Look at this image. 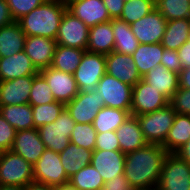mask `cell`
I'll return each mask as SVG.
<instances>
[{
  "instance_id": "cell-40",
  "label": "cell",
  "mask_w": 190,
  "mask_h": 190,
  "mask_svg": "<svg viewBox=\"0 0 190 190\" xmlns=\"http://www.w3.org/2000/svg\"><path fill=\"white\" fill-rule=\"evenodd\" d=\"M45 1L46 0H6L14 21H17L22 16L30 13Z\"/></svg>"
},
{
  "instance_id": "cell-24",
  "label": "cell",
  "mask_w": 190,
  "mask_h": 190,
  "mask_svg": "<svg viewBox=\"0 0 190 190\" xmlns=\"http://www.w3.org/2000/svg\"><path fill=\"white\" fill-rule=\"evenodd\" d=\"M114 43L112 20L89 28L86 51L106 55L114 51Z\"/></svg>"
},
{
  "instance_id": "cell-8",
  "label": "cell",
  "mask_w": 190,
  "mask_h": 190,
  "mask_svg": "<svg viewBox=\"0 0 190 190\" xmlns=\"http://www.w3.org/2000/svg\"><path fill=\"white\" fill-rule=\"evenodd\" d=\"M106 73V55L85 51L81 62L74 72L79 91L95 90Z\"/></svg>"
},
{
  "instance_id": "cell-48",
  "label": "cell",
  "mask_w": 190,
  "mask_h": 190,
  "mask_svg": "<svg viewBox=\"0 0 190 190\" xmlns=\"http://www.w3.org/2000/svg\"><path fill=\"white\" fill-rule=\"evenodd\" d=\"M14 22L6 0H0V28Z\"/></svg>"
},
{
  "instance_id": "cell-32",
  "label": "cell",
  "mask_w": 190,
  "mask_h": 190,
  "mask_svg": "<svg viewBox=\"0 0 190 190\" xmlns=\"http://www.w3.org/2000/svg\"><path fill=\"white\" fill-rule=\"evenodd\" d=\"M86 50L57 45L51 67L65 73L74 74Z\"/></svg>"
},
{
  "instance_id": "cell-26",
  "label": "cell",
  "mask_w": 190,
  "mask_h": 190,
  "mask_svg": "<svg viewBox=\"0 0 190 190\" xmlns=\"http://www.w3.org/2000/svg\"><path fill=\"white\" fill-rule=\"evenodd\" d=\"M163 51L161 43L139 44L131 56L142 78L148 71L161 64Z\"/></svg>"
},
{
  "instance_id": "cell-29",
  "label": "cell",
  "mask_w": 190,
  "mask_h": 190,
  "mask_svg": "<svg viewBox=\"0 0 190 190\" xmlns=\"http://www.w3.org/2000/svg\"><path fill=\"white\" fill-rule=\"evenodd\" d=\"M190 36V19L167 21L161 44L169 50H178Z\"/></svg>"
},
{
  "instance_id": "cell-19",
  "label": "cell",
  "mask_w": 190,
  "mask_h": 190,
  "mask_svg": "<svg viewBox=\"0 0 190 190\" xmlns=\"http://www.w3.org/2000/svg\"><path fill=\"white\" fill-rule=\"evenodd\" d=\"M65 4L67 11L89 28L112 20L102 0H83Z\"/></svg>"
},
{
  "instance_id": "cell-9",
  "label": "cell",
  "mask_w": 190,
  "mask_h": 190,
  "mask_svg": "<svg viewBox=\"0 0 190 190\" xmlns=\"http://www.w3.org/2000/svg\"><path fill=\"white\" fill-rule=\"evenodd\" d=\"M96 90L104 98L105 107L131 110L132 86L105 73L97 84Z\"/></svg>"
},
{
  "instance_id": "cell-38",
  "label": "cell",
  "mask_w": 190,
  "mask_h": 190,
  "mask_svg": "<svg viewBox=\"0 0 190 190\" xmlns=\"http://www.w3.org/2000/svg\"><path fill=\"white\" fill-rule=\"evenodd\" d=\"M56 101L51 88L44 76L38 72L33 79L32 89L30 90L29 104L31 106L48 104Z\"/></svg>"
},
{
  "instance_id": "cell-51",
  "label": "cell",
  "mask_w": 190,
  "mask_h": 190,
  "mask_svg": "<svg viewBox=\"0 0 190 190\" xmlns=\"http://www.w3.org/2000/svg\"><path fill=\"white\" fill-rule=\"evenodd\" d=\"M24 190H56V188L45 185V184L32 182V183L28 184L27 186H25Z\"/></svg>"
},
{
  "instance_id": "cell-10",
  "label": "cell",
  "mask_w": 190,
  "mask_h": 190,
  "mask_svg": "<svg viewBox=\"0 0 190 190\" xmlns=\"http://www.w3.org/2000/svg\"><path fill=\"white\" fill-rule=\"evenodd\" d=\"M65 107L76 123L93 124L97 113L105 107L104 98L97 90L79 91Z\"/></svg>"
},
{
  "instance_id": "cell-54",
  "label": "cell",
  "mask_w": 190,
  "mask_h": 190,
  "mask_svg": "<svg viewBox=\"0 0 190 190\" xmlns=\"http://www.w3.org/2000/svg\"><path fill=\"white\" fill-rule=\"evenodd\" d=\"M132 190H158L157 186L152 188H140V189H132Z\"/></svg>"
},
{
  "instance_id": "cell-22",
  "label": "cell",
  "mask_w": 190,
  "mask_h": 190,
  "mask_svg": "<svg viewBox=\"0 0 190 190\" xmlns=\"http://www.w3.org/2000/svg\"><path fill=\"white\" fill-rule=\"evenodd\" d=\"M115 132L119 140L120 151L125 154L148 144L136 116L130 115Z\"/></svg>"
},
{
  "instance_id": "cell-45",
  "label": "cell",
  "mask_w": 190,
  "mask_h": 190,
  "mask_svg": "<svg viewBox=\"0 0 190 190\" xmlns=\"http://www.w3.org/2000/svg\"><path fill=\"white\" fill-rule=\"evenodd\" d=\"M103 190H132V187L124 174H122L106 181Z\"/></svg>"
},
{
  "instance_id": "cell-47",
  "label": "cell",
  "mask_w": 190,
  "mask_h": 190,
  "mask_svg": "<svg viewBox=\"0 0 190 190\" xmlns=\"http://www.w3.org/2000/svg\"><path fill=\"white\" fill-rule=\"evenodd\" d=\"M179 62L182 65V69L190 68V36L178 50Z\"/></svg>"
},
{
  "instance_id": "cell-28",
  "label": "cell",
  "mask_w": 190,
  "mask_h": 190,
  "mask_svg": "<svg viewBox=\"0 0 190 190\" xmlns=\"http://www.w3.org/2000/svg\"><path fill=\"white\" fill-rule=\"evenodd\" d=\"M190 139V115L178 114L162 146L168 153H175Z\"/></svg>"
},
{
  "instance_id": "cell-7",
  "label": "cell",
  "mask_w": 190,
  "mask_h": 190,
  "mask_svg": "<svg viewBox=\"0 0 190 190\" xmlns=\"http://www.w3.org/2000/svg\"><path fill=\"white\" fill-rule=\"evenodd\" d=\"M158 190H190V164L168 153L161 169Z\"/></svg>"
},
{
  "instance_id": "cell-43",
  "label": "cell",
  "mask_w": 190,
  "mask_h": 190,
  "mask_svg": "<svg viewBox=\"0 0 190 190\" xmlns=\"http://www.w3.org/2000/svg\"><path fill=\"white\" fill-rule=\"evenodd\" d=\"M95 150H120L115 131L97 132Z\"/></svg>"
},
{
  "instance_id": "cell-53",
  "label": "cell",
  "mask_w": 190,
  "mask_h": 190,
  "mask_svg": "<svg viewBox=\"0 0 190 190\" xmlns=\"http://www.w3.org/2000/svg\"><path fill=\"white\" fill-rule=\"evenodd\" d=\"M56 190H77L76 188L72 187L69 183L62 185L60 187H57Z\"/></svg>"
},
{
  "instance_id": "cell-21",
  "label": "cell",
  "mask_w": 190,
  "mask_h": 190,
  "mask_svg": "<svg viewBox=\"0 0 190 190\" xmlns=\"http://www.w3.org/2000/svg\"><path fill=\"white\" fill-rule=\"evenodd\" d=\"M38 72L24 51L0 58V82L24 76H35Z\"/></svg>"
},
{
  "instance_id": "cell-37",
  "label": "cell",
  "mask_w": 190,
  "mask_h": 190,
  "mask_svg": "<svg viewBox=\"0 0 190 190\" xmlns=\"http://www.w3.org/2000/svg\"><path fill=\"white\" fill-rule=\"evenodd\" d=\"M155 8V0H135L132 2H125L119 19L126 21L128 24H132L148 15Z\"/></svg>"
},
{
  "instance_id": "cell-13",
  "label": "cell",
  "mask_w": 190,
  "mask_h": 190,
  "mask_svg": "<svg viewBox=\"0 0 190 190\" xmlns=\"http://www.w3.org/2000/svg\"><path fill=\"white\" fill-rule=\"evenodd\" d=\"M167 20L155 8L142 19L130 24L131 31L140 44L161 43Z\"/></svg>"
},
{
  "instance_id": "cell-25",
  "label": "cell",
  "mask_w": 190,
  "mask_h": 190,
  "mask_svg": "<svg viewBox=\"0 0 190 190\" xmlns=\"http://www.w3.org/2000/svg\"><path fill=\"white\" fill-rule=\"evenodd\" d=\"M26 35L17 21L0 28V58L10 57L24 50Z\"/></svg>"
},
{
  "instance_id": "cell-17",
  "label": "cell",
  "mask_w": 190,
  "mask_h": 190,
  "mask_svg": "<svg viewBox=\"0 0 190 190\" xmlns=\"http://www.w3.org/2000/svg\"><path fill=\"white\" fill-rule=\"evenodd\" d=\"M37 128L16 132L12 151L34 165L45 150Z\"/></svg>"
},
{
  "instance_id": "cell-49",
  "label": "cell",
  "mask_w": 190,
  "mask_h": 190,
  "mask_svg": "<svg viewBox=\"0 0 190 190\" xmlns=\"http://www.w3.org/2000/svg\"><path fill=\"white\" fill-rule=\"evenodd\" d=\"M179 88L190 90V68L182 69L178 74Z\"/></svg>"
},
{
  "instance_id": "cell-35",
  "label": "cell",
  "mask_w": 190,
  "mask_h": 190,
  "mask_svg": "<svg viewBox=\"0 0 190 190\" xmlns=\"http://www.w3.org/2000/svg\"><path fill=\"white\" fill-rule=\"evenodd\" d=\"M155 6L167 21L190 19V0H155Z\"/></svg>"
},
{
  "instance_id": "cell-31",
  "label": "cell",
  "mask_w": 190,
  "mask_h": 190,
  "mask_svg": "<svg viewBox=\"0 0 190 190\" xmlns=\"http://www.w3.org/2000/svg\"><path fill=\"white\" fill-rule=\"evenodd\" d=\"M112 29L115 39L114 51L132 55L140 43L132 33L130 24L121 19H112Z\"/></svg>"
},
{
  "instance_id": "cell-56",
  "label": "cell",
  "mask_w": 190,
  "mask_h": 190,
  "mask_svg": "<svg viewBox=\"0 0 190 190\" xmlns=\"http://www.w3.org/2000/svg\"><path fill=\"white\" fill-rule=\"evenodd\" d=\"M124 2H132V1H135V0H123Z\"/></svg>"
},
{
  "instance_id": "cell-3",
  "label": "cell",
  "mask_w": 190,
  "mask_h": 190,
  "mask_svg": "<svg viewBox=\"0 0 190 190\" xmlns=\"http://www.w3.org/2000/svg\"><path fill=\"white\" fill-rule=\"evenodd\" d=\"M175 116L176 112L168 104L162 109L136 117L145 140L150 144L162 145L173 125Z\"/></svg>"
},
{
  "instance_id": "cell-6",
  "label": "cell",
  "mask_w": 190,
  "mask_h": 190,
  "mask_svg": "<svg viewBox=\"0 0 190 190\" xmlns=\"http://www.w3.org/2000/svg\"><path fill=\"white\" fill-rule=\"evenodd\" d=\"M34 182L54 188L69 183V178L61 164L59 153L45 149L38 161L33 165Z\"/></svg>"
},
{
  "instance_id": "cell-30",
  "label": "cell",
  "mask_w": 190,
  "mask_h": 190,
  "mask_svg": "<svg viewBox=\"0 0 190 190\" xmlns=\"http://www.w3.org/2000/svg\"><path fill=\"white\" fill-rule=\"evenodd\" d=\"M0 114L16 131L34 128L32 106L29 103L23 105H0Z\"/></svg>"
},
{
  "instance_id": "cell-12",
  "label": "cell",
  "mask_w": 190,
  "mask_h": 190,
  "mask_svg": "<svg viewBox=\"0 0 190 190\" xmlns=\"http://www.w3.org/2000/svg\"><path fill=\"white\" fill-rule=\"evenodd\" d=\"M169 104V100L149 83L141 79L133 86L131 115L139 116L162 109Z\"/></svg>"
},
{
  "instance_id": "cell-39",
  "label": "cell",
  "mask_w": 190,
  "mask_h": 190,
  "mask_svg": "<svg viewBox=\"0 0 190 190\" xmlns=\"http://www.w3.org/2000/svg\"><path fill=\"white\" fill-rule=\"evenodd\" d=\"M97 132L93 124L76 123L72 131L70 142L87 150H95Z\"/></svg>"
},
{
  "instance_id": "cell-20",
  "label": "cell",
  "mask_w": 190,
  "mask_h": 190,
  "mask_svg": "<svg viewBox=\"0 0 190 190\" xmlns=\"http://www.w3.org/2000/svg\"><path fill=\"white\" fill-rule=\"evenodd\" d=\"M34 76L0 82V105H23L29 102Z\"/></svg>"
},
{
  "instance_id": "cell-16",
  "label": "cell",
  "mask_w": 190,
  "mask_h": 190,
  "mask_svg": "<svg viewBox=\"0 0 190 190\" xmlns=\"http://www.w3.org/2000/svg\"><path fill=\"white\" fill-rule=\"evenodd\" d=\"M57 47L54 39L40 36H28L25 39L24 52L31 59L35 68L40 71L51 67L53 55Z\"/></svg>"
},
{
  "instance_id": "cell-50",
  "label": "cell",
  "mask_w": 190,
  "mask_h": 190,
  "mask_svg": "<svg viewBox=\"0 0 190 190\" xmlns=\"http://www.w3.org/2000/svg\"><path fill=\"white\" fill-rule=\"evenodd\" d=\"M174 154L177 155L181 160H184L190 164V139Z\"/></svg>"
},
{
  "instance_id": "cell-46",
  "label": "cell",
  "mask_w": 190,
  "mask_h": 190,
  "mask_svg": "<svg viewBox=\"0 0 190 190\" xmlns=\"http://www.w3.org/2000/svg\"><path fill=\"white\" fill-rule=\"evenodd\" d=\"M111 19H119L125 2L123 0H102Z\"/></svg>"
},
{
  "instance_id": "cell-18",
  "label": "cell",
  "mask_w": 190,
  "mask_h": 190,
  "mask_svg": "<svg viewBox=\"0 0 190 190\" xmlns=\"http://www.w3.org/2000/svg\"><path fill=\"white\" fill-rule=\"evenodd\" d=\"M90 164L106 182L124 174L125 153L120 150H94Z\"/></svg>"
},
{
  "instance_id": "cell-1",
  "label": "cell",
  "mask_w": 190,
  "mask_h": 190,
  "mask_svg": "<svg viewBox=\"0 0 190 190\" xmlns=\"http://www.w3.org/2000/svg\"><path fill=\"white\" fill-rule=\"evenodd\" d=\"M168 152L160 144H150L125 154L124 176L132 189L156 187Z\"/></svg>"
},
{
  "instance_id": "cell-4",
  "label": "cell",
  "mask_w": 190,
  "mask_h": 190,
  "mask_svg": "<svg viewBox=\"0 0 190 190\" xmlns=\"http://www.w3.org/2000/svg\"><path fill=\"white\" fill-rule=\"evenodd\" d=\"M32 182L33 165L12 150L0 152V185L25 187Z\"/></svg>"
},
{
  "instance_id": "cell-15",
  "label": "cell",
  "mask_w": 190,
  "mask_h": 190,
  "mask_svg": "<svg viewBox=\"0 0 190 190\" xmlns=\"http://www.w3.org/2000/svg\"><path fill=\"white\" fill-rule=\"evenodd\" d=\"M106 74L132 87L142 79L132 56L116 51L106 54Z\"/></svg>"
},
{
  "instance_id": "cell-23",
  "label": "cell",
  "mask_w": 190,
  "mask_h": 190,
  "mask_svg": "<svg viewBox=\"0 0 190 190\" xmlns=\"http://www.w3.org/2000/svg\"><path fill=\"white\" fill-rule=\"evenodd\" d=\"M142 79L163 94L168 100L179 89L178 74L168 70L161 64L148 71Z\"/></svg>"
},
{
  "instance_id": "cell-42",
  "label": "cell",
  "mask_w": 190,
  "mask_h": 190,
  "mask_svg": "<svg viewBox=\"0 0 190 190\" xmlns=\"http://www.w3.org/2000/svg\"><path fill=\"white\" fill-rule=\"evenodd\" d=\"M16 132V129L0 114V152L12 149Z\"/></svg>"
},
{
  "instance_id": "cell-27",
  "label": "cell",
  "mask_w": 190,
  "mask_h": 190,
  "mask_svg": "<svg viewBox=\"0 0 190 190\" xmlns=\"http://www.w3.org/2000/svg\"><path fill=\"white\" fill-rule=\"evenodd\" d=\"M93 151L76 146L71 142L59 153L61 164L68 178L73 176L81 168L90 165Z\"/></svg>"
},
{
  "instance_id": "cell-34",
  "label": "cell",
  "mask_w": 190,
  "mask_h": 190,
  "mask_svg": "<svg viewBox=\"0 0 190 190\" xmlns=\"http://www.w3.org/2000/svg\"><path fill=\"white\" fill-rule=\"evenodd\" d=\"M101 174L90 164L69 178V184L77 190H103Z\"/></svg>"
},
{
  "instance_id": "cell-36",
  "label": "cell",
  "mask_w": 190,
  "mask_h": 190,
  "mask_svg": "<svg viewBox=\"0 0 190 190\" xmlns=\"http://www.w3.org/2000/svg\"><path fill=\"white\" fill-rule=\"evenodd\" d=\"M65 104L54 101L52 103L32 106L34 128L54 122L61 114Z\"/></svg>"
},
{
  "instance_id": "cell-55",
  "label": "cell",
  "mask_w": 190,
  "mask_h": 190,
  "mask_svg": "<svg viewBox=\"0 0 190 190\" xmlns=\"http://www.w3.org/2000/svg\"><path fill=\"white\" fill-rule=\"evenodd\" d=\"M64 3H72L77 1H83V0H62Z\"/></svg>"
},
{
  "instance_id": "cell-33",
  "label": "cell",
  "mask_w": 190,
  "mask_h": 190,
  "mask_svg": "<svg viewBox=\"0 0 190 190\" xmlns=\"http://www.w3.org/2000/svg\"><path fill=\"white\" fill-rule=\"evenodd\" d=\"M131 115V111L117 108L102 107L97 113L93 126L96 132L116 131V129Z\"/></svg>"
},
{
  "instance_id": "cell-14",
  "label": "cell",
  "mask_w": 190,
  "mask_h": 190,
  "mask_svg": "<svg viewBox=\"0 0 190 190\" xmlns=\"http://www.w3.org/2000/svg\"><path fill=\"white\" fill-rule=\"evenodd\" d=\"M39 72L48 82L56 101L66 105L78 95L79 88L73 74L65 73L52 67L44 68Z\"/></svg>"
},
{
  "instance_id": "cell-52",
  "label": "cell",
  "mask_w": 190,
  "mask_h": 190,
  "mask_svg": "<svg viewBox=\"0 0 190 190\" xmlns=\"http://www.w3.org/2000/svg\"><path fill=\"white\" fill-rule=\"evenodd\" d=\"M0 190H24V187L17 185H0Z\"/></svg>"
},
{
  "instance_id": "cell-41",
  "label": "cell",
  "mask_w": 190,
  "mask_h": 190,
  "mask_svg": "<svg viewBox=\"0 0 190 190\" xmlns=\"http://www.w3.org/2000/svg\"><path fill=\"white\" fill-rule=\"evenodd\" d=\"M169 105L178 114L190 115V90L179 88L169 100Z\"/></svg>"
},
{
  "instance_id": "cell-2",
  "label": "cell",
  "mask_w": 190,
  "mask_h": 190,
  "mask_svg": "<svg viewBox=\"0 0 190 190\" xmlns=\"http://www.w3.org/2000/svg\"><path fill=\"white\" fill-rule=\"evenodd\" d=\"M66 10L67 6L62 0H46L17 22L26 37L40 36L55 40Z\"/></svg>"
},
{
  "instance_id": "cell-44",
  "label": "cell",
  "mask_w": 190,
  "mask_h": 190,
  "mask_svg": "<svg viewBox=\"0 0 190 190\" xmlns=\"http://www.w3.org/2000/svg\"><path fill=\"white\" fill-rule=\"evenodd\" d=\"M161 65L177 74H179L182 70V65L179 62V55L176 50H169L164 48Z\"/></svg>"
},
{
  "instance_id": "cell-11",
  "label": "cell",
  "mask_w": 190,
  "mask_h": 190,
  "mask_svg": "<svg viewBox=\"0 0 190 190\" xmlns=\"http://www.w3.org/2000/svg\"><path fill=\"white\" fill-rule=\"evenodd\" d=\"M88 36L89 27L66 10L55 39L57 45L86 50Z\"/></svg>"
},
{
  "instance_id": "cell-5",
  "label": "cell",
  "mask_w": 190,
  "mask_h": 190,
  "mask_svg": "<svg viewBox=\"0 0 190 190\" xmlns=\"http://www.w3.org/2000/svg\"><path fill=\"white\" fill-rule=\"evenodd\" d=\"M76 122L65 107L60 116L52 123L38 128L40 138L46 149L62 152L70 143Z\"/></svg>"
}]
</instances>
